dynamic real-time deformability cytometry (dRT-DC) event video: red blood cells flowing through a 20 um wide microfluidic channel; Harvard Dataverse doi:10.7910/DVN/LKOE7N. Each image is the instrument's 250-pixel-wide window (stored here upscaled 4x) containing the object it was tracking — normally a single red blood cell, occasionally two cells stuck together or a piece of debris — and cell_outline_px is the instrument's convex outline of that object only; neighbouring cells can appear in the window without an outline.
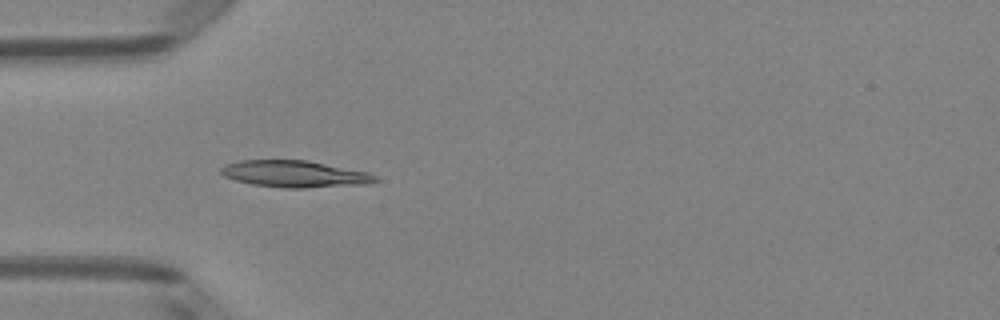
{"species": "Egyptian fruit bat (a non-hibernating species)", "species_latin": "Rousettus aegyptiacus", "temperature_condition": "room temperature", "stored_images_in_passage": 5, "camera_frame_rate_fps": 3000, "um_per_image_px": 0.085, "animal": {"sex": "female"}, "frame": {"image": 1, "passage_image": 3, "time_ms": 0.667, "image_size_px": [1000, 320], "cell_outline_px": [[380, 180], [368, 184], [304, 188], [284, 188], [252, 184], [236, 180], [224, 176], [220, 172], [220, 168], [224, 164], [240, 160], [308, 160], [368, 172], [376, 176]], "centroid_in_image_um": [25.05, 14.78], "position_along_channel_um": 59.9, "area_um2": 24.16}}
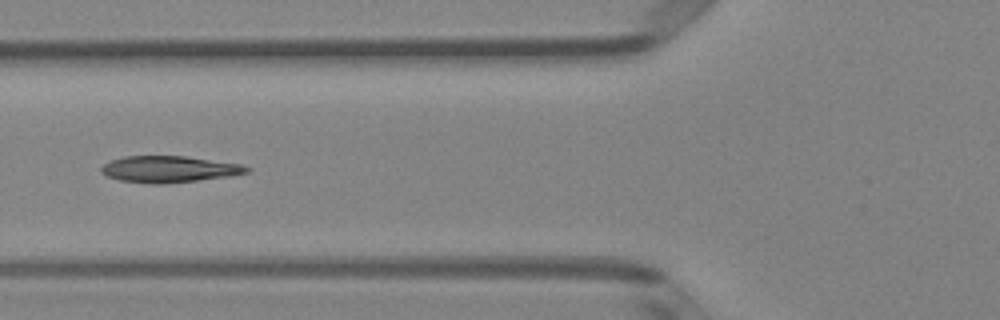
{"frame": {"image": 2, "passage_image": 4, "time_ms": 1.0, "image_size_px": [1000, 320], "cell_outline_px": [[252, 168], [248, 172], [232, 176], [164, 184], [152, 184], [120, 180], [108, 176], [100, 172], [100, 168], [108, 160], [124, 156], [184, 156], [240, 164]], "centroid_in_image_um": [14.35, 14.38], "position_along_channel_um": 111.4, "area_um2": 22.48}}
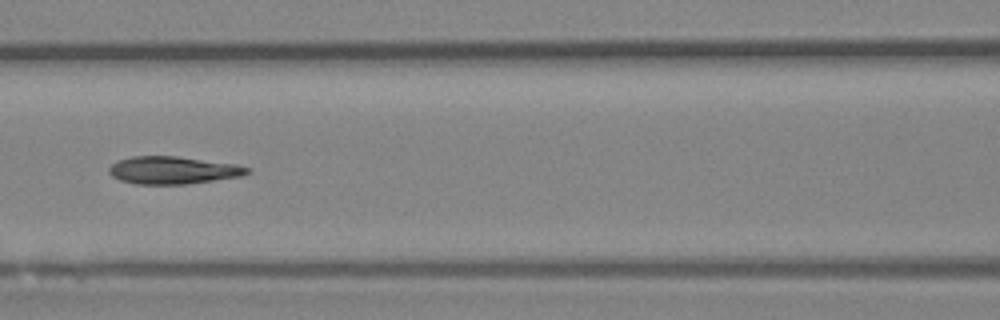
{"frame": {"image": 3, "passage_image": 5, "time_ms": 1.333, "image_size_px": [1000, 320], "cell_outline_px": [[252, 168], [244, 176], [188, 184], [136, 184], [120, 180], [112, 176], [108, 172], [108, 168], [112, 164], [120, 160], [132, 156], [176, 156], [236, 164]], "centroid_in_image_um": [14.73, 14.47], "position_along_channel_um": 151.9, "area_um2": 22.25}}